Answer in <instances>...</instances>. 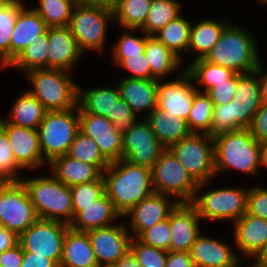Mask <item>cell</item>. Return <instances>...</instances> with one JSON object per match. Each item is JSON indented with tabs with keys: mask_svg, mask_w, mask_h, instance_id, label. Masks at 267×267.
<instances>
[{
	"mask_svg": "<svg viewBox=\"0 0 267 267\" xmlns=\"http://www.w3.org/2000/svg\"><path fill=\"white\" fill-rule=\"evenodd\" d=\"M102 176L105 194L122 218L133 206L154 193L151 169L124 158L111 162Z\"/></svg>",
	"mask_w": 267,
	"mask_h": 267,
	"instance_id": "cell-1",
	"label": "cell"
},
{
	"mask_svg": "<svg viewBox=\"0 0 267 267\" xmlns=\"http://www.w3.org/2000/svg\"><path fill=\"white\" fill-rule=\"evenodd\" d=\"M248 31L229 23L204 59L239 74L255 71L260 62V54L257 41Z\"/></svg>",
	"mask_w": 267,
	"mask_h": 267,
	"instance_id": "cell-2",
	"label": "cell"
},
{
	"mask_svg": "<svg viewBox=\"0 0 267 267\" xmlns=\"http://www.w3.org/2000/svg\"><path fill=\"white\" fill-rule=\"evenodd\" d=\"M215 173L235 169L257 174L260 167V145L248 128L224 132L213 137Z\"/></svg>",
	"mask_w": 267,
	"mask_h": 267,
	"instance_id": "cell-3",
	"label": "cell"
},
{
	"mask_svg": "<svg viewBox=\"0 0 267 267\" xmlns=\"http://www.w3.org/2000/svg\"><path fill=\"white\" fill-rule=\"evenodd\" d=\"M39 219L70 225L74 218L70 187L53 175L22 178Z\"/></svg>",
	"mask_w": 267,
	"mask_h": 267,
	"instance_id": "cell-4",
	"label": "cell"
},
{
	"mask_svg": "<svg viewBox=\"0 0 267 267\" xmlns=\"http://www.w3.org/2000/svg\"><path fill=\"white\" fill-rule=\"evenodd\" d=\"M33 95L47 111L69 110L78 106L79 85L61 69H32L24 73Z\"/></svg>",
	"mask_w": 267,
	"mask_h": 267,
	"instance_id": "cell-5",
	"label": "cell"
},
{
	"mask_svg": "<svg viewBox=\"0 0 267 267\" xmlns=\"http://www.w3.org/2000/svg\"><path fill=\"white\" fill-rule=\"evenodd\" d=\"M79 131L78 106L69 110L47 111L38 127L43 158L50 163L66 155Z\"/></svg>",
	"mask_w": 267,
	"mask_h": 267,
	"instance_id": "cell-6",
	"label": "cell"
},
{
	"mask_svg": "<svg viewBox=\"0 0 267 267\" xmlns=\"http://www.w3.org/2000/svg\"><path fill=\"white\" fill-rule=\"evenodd\" d=\"M206 182L200 183L191 204L196 208L201 219L211 221L232 220L235 222L246 214L247 193L249 189L243 188H219L206 190L203 194ZM201 195V196H200Z\"/></svg>",
	"mask_w": 267,
	"mask_h": 267,
	"instance_id": "cell-7",
	"label": "cell"
},
{
	"mask_svg": "<svg viewBox=\"0 0 267 267\" xmlns=\"http://www.w3.org/2000/svg\"><path fill=\"white\" fill-rule=\"evenodd\" d=\"M151 177L154 192L176 197L178 203H191L199 185L169 148L151 168Z\"/></svg>",
	"mask_w": 267,
	"mask_h": 267,
	"instance_id": "cell-8",
	"label": "cell"
},
{
	"mask_svg": "<svg viewBox=\"0 0 267 267\" xmlns=\"http://www.w3.org/2000/svg\"><path fill=\"white\" fill-rule=\"evenodd\" d=\"M109 21L114 22L113 9L76 4L68 27L83 53L88 49L102 53Z\"/></svg>",
	"mask_w": 267,
	"mask_h": 267,
	"instance_id": "cell-9",
	"label": "cell"
},
{
	"mask_svg": "<svg viewBox=\"0 0 267 267\" xmlns=\"http://www.w3.org/2000/svg\"><path fill=\"white\" fill-rule=\"evenodd\" d=\"M169 149L198 184L215 177L214 142L209 134L191 133Z\"/></svg>",
	"mask_w": 267,
	"mask_h": 267,
	"instance_id": "cell-10",
	"label": "cell"
},
{
	"mask_svg": "<svg viewBox=\"0 0 267 267\" xmlns=\"http://www.w3.org/2000/svg\"><path fill=\"white\" fill-rule=\"evenodd\" d=\"M0 219L18 237L39 219L22 182L2 181Z\"/></svg>",
	"mask_w": 267,
	"mask_h": 267,
	"instance_id": "cell-11",
	"label": "cell"
},
{
	"mask_svg": "<svg viewBox=\"0 0 267 267\" xmlns=\"http://www.w3.org/2000/svg\"><path fill=\"white\" fill-rule=\"evenodd\" d=\"M68 228L63 222L38 219L18 237V243L23 251L46 256L59 267Z\"/></svg>",
	"mask_w": 267,
	"mask_h": 267,
	"instance_id": "cell-12",
	"label": "cell"
},
{
	"mask_svg": "<svg viewBox=\"0 0 267 267\" xmlns=\"http://www.w3.org/2000/svg\"><path fill=\"white\" fill-rule=\"evenodd\" d=\"M99 267L115 265L130 252L132 237L125 223L87 231Z\"/></svg>",
	"mask_w": 267,
	"mask_h": 267,
	"instance_id": "cell-13",
	"label": "cell"
},
{
	"mask_svg": "<svg viewBox=\"0 0 267 267\" xmlns=\"http://www.w3.org/2000/svg\"><path fill=\"white\" fill-rule=\"evenodd\" d=\"M143 118L123 134V158L151 169L165 147L157 140L149 122Z\"/></svg>",
	"mask_w": 267,
	"mask_h": 267,
	"instance_id": "cell-14",
	"label": "cell"
},
{
	"mask_svg": "<svg viewBox=\"0 0 267 267\" xmlns=\"http://www.w3.org/2000/svg\"><path fill=\"white\" fill-rule=\"evenodd\" d=\"M157 80V108L187 120L192 102L199 88L193 77L185 70L173 81Z\"/></svg>",
	"mask_w": 267,
	"mask_h": 267,
	"instance_id": "cell-15",
	"label": "cell"
},
{
	"mask_svg": "<svg viewBox=\"0 0 267 267\" xmlns=\"http://www.w3.org/2000/svg\"><path fill=\"white\" fill-rule=\"evenodd\" d=\"M0 127L5 131L12 149L13 156L17 164L24 169H39L44 160L40 148L38 130L12 125L0 117Z\"/></svg>",
	"mask_w": 267,
	"mask_h": 267,
	"instance_id": "cell-16",
	"label": "cell"
},
{
	"mask_svg": "<svg viewBox=\"0 0 267 267\" xmlns=\"http://www.w3.org/2000/svg\"><path fill=\"white\" fill-rule=\"evenodd\" d=\"M79 130L92 138L110 161L123 158V134L105 116L78 112Z\"/></svg>",
	"mask_w": 267,
	"mask_h": 267,
	"instance_id": "cell-17",
	"label": "cell"
},
{
	"mask_svg": "<svg viewBox=\"0 0 267 267\" xmlns=\"http://www.w3.org/2000/svg\"><path fill=\"white\" fill-rule=\"evenodd\" d=\"M168 195L154 192L138 204L133 206L123 217H130L128 231H132V238H137L144 230L169 217L170 212L178 202L170 201ZM170 201V202H169Z\"/></svg>",
	"mask_w": 267,
	"mask_h": 267,
	"instance_id": "cell-18",
	"label": "cell"
},
{
	"mask_svg": "<svg viewBox=\"0 0 267 267\" xmlns=\"http://www.w3.org/2000/svg\"><path fill=\"white\" fill-rule=\"evenodd\" d=\"M200 216L191 203H178L170 212V251L189 252L201 234Z\"/></svg>",
	"mask_w": 267,
	"mask_h": 267,
	"instance_id": "cell-19",
	"label": "cell"
},
{
	"mask_svg": "<svg viewBox=\"0 0 267 267\" xmlns=\"http://www.w3.org/2000/svg\"><path fill=\"white\" fill-rule=\"evenodd\" d=\"M48 69L73 71L84 53L79 49L77 41L68 26L48 27Z\"/></svg>",
	"mask_w": 267,
	"mask_h": 267,
	"instance_id": "cell-20",
	"label": "cell"
},
{
	"mask_svg": "<svg viewBox=\"0 0 267 267\" xmlns=\"http://www.w3.org/2000/svg\"><path fill=\"white\" fill-rule=\"evenodd\" d=\"M232 224L234 244L241 255H262L267 248V220L246 213Z\"/></svg>",
	"mask_w": 267,
	"mask_h": 267,
	"instance_id": "cell-21",
	"label": "cell"
},
{
	"mask_svg": "<svg viewBox=\"0 0 267 267\" xmlns=\"http://www.w3.org/2000/svg\"><path fill=\"white\" fill-rule=\"evenodd\" d=\"M195 267H238L240 256L222 240L200 234L189 251ZM239 256V257H238Z\"/></svg>",
	"mask_w": 267,
	"mask_h": 267,
	"instance_id": "cell-22",
	"label": "cell"
},
{
	"mask_svg": "<svg viewBox=\"0 0 267 267\" xmlns=\"http://www.w3.org/2000/svg\"><path fill=\"white\" fill-rule=\"evenodd\" d=\"M73 214L69 227L84 232L113 225L114 220L122 218L105 193L87 207H73Z\"/></svg>",
	"mask_w": 267,
	"mask_h": 267,
	"instance_id": "cell-23",
	"label": "cell"
},
{
	"mask_svg": "<svg viewBox=\"0 0 267 267\" xmlns=\"http://www.w3.org/2000/svg\"><path fill=\"white\" fill-rule=\"evenodd\" d=\"M120 98L123 99L133 112L144 110L145 117L157 108V80L122 78L118 85Z\"/></svg>",
	"mask_w": 267,
	"mask_h": 267,
	"instance_id": "cell-24",
	"label": "cell"
},
{
	"mask_svg": "<svg viewBox=\"0 0 267 267\" xmlns=\"http://www.w3.org/2000/svg\"><path fill=\"white\" fill-rule=\"evenodd\" d=\"M47 26L33 8L24 6L18 14L11 36V63L26 49L30 42L43 35Z\"/></svg>",
	"mask_w": 267,
	"mask_h": 267,
	"instance_id": "cell-25",
	"label": "cell"
},
{
	"mask_svg": "<svg viewBox=\"0 0 267 267\" xmlns=\"http://www.w3.org/2000/svg\"><path fill=\"white\" fill-rule=\"evenodd\" d=\"M59 267H99L87 232L67 229Z\"/></svg>",
	"mask_w": 267,
	"mask_h": 267,
	"instance_id": "cell-26",
	"label": "cell"
},
{
	"mask_svg": "<svg viewBox=\"0 0 267 267\" xmlns=\"http://www.w3.org/2000/svg\"><path fill=\"white\" fill-rule=\"evenodd\" d=\"M52 175L68 187L97 180L103 173L95 166L80 162L67 155L48 163Z\"/></svg>",
	"mask_w": 267,
	"mask_h": 267,
	"instance_id": "cell-27",
	"label": "cell"
},
{
	"mask_svg": "<svg viewBox=\"0 0 267 267\" xmlns=\"http://www.w3.org/2000/svg\"><path fill=\"white\" fill-rule=\"evenodd\" d=\"M145 119L149 122L157 140L165 148H169L192 133L185 119L158 108L154 109Z\"/></svg>",
	"mask_w": 267,
	"mask_h": 267,
	"instance_id": "cell-28",
	"label": "cell"
},
{
	"mask_svg": "<svg viewBox=\"0 0 267 267\" xmlns=\"http://www.w3.org/2000/svg\"><path fill=\"white\" fill-rule=\"evenodd\" d=\"M120 99L118 87H78V112L105 116L113 123V109Z\"/></svg>",
	"mask_w": 267,
	"mask_h": 267,
	"instance_id": "cell-29",
	"label": "cell"
},
{
	"mask_svg": "<svg viewBox=\"0 0 267 267\" xmlns=\"http://www.w3.org/2000/svg\"><path fill=\"white\" fill-rule=\"evenodd\" d=\"M229 23L226 20L205 19L196 24H191L188 51L195 52V57L192 61L203 59L207 56Z\"/></svg>",
	"mask_w": 267,
	"mask_h": 267,
	"instance_id": "cell-30",
	"label": "cell"
},
{
	"mask_svg": "<svg viewBox=\"0 0 267 267\" xmlns=\"http://www.w3.org/2000/svg\"><path fill=\"white\" fill-rule=\"evenodd\" d=\"M249 127V108L233 99L228 104L214 105L210 136Z\"/></svg>",
	"mask_w": 267,
	"mask_h": 267,
	"instance_id": "cell-31",
	"label": "cell"
},
{
	"mask_svg": "<svg viewBox=\"0 0 267 267\" xmlns=\"http://www.w3.org/2000/svg\"><path fill=\"white\" fill-rule=\"evenodd\" d=\"M146 59L151 68V80H163L175 72L183 61L154 36H148L145 48Z\"/></svg>",
	"mask_w": 267,
	"mask_h": 267,
	"instance_id": "cell-32",
	"label": "cell"
},
{
	"mask_svg": "<svg viewBox=\"0 0 267 267\" xmlns=\"http://www.w3.org/2000/svg\"><path fill=\"white\" fill-rule=\"evenodd\" d=\"M9 112L6 121L10 124L38 130L47 110L26 90L14 101Z\"/></svg>",
	"mask_w": 267,
	"mask_h": 267,
	"instance_id": "cell-33",
	"label": "cell"
},
{
	"mask_svg": "<svg viewBox=\"0 0 267 267\" xmlns=\"http://www.w3.org/2000/svg\"><path fill=\"white\" fill-rule=\"evenodd\" d=\"M192 22L183 16L170 21L153 36L176 56L183 60L182 52L188 51L190 28Z\"/></svg>",
	"mask_w": 267,
	"mask_h": 267,
	"instance_id": "cell-34",
	"label": "cell"
},
{
	"mask_svg": "<svg viewBox=\"0 0 267 267\" xmlns=\"http://www.w3.org/2000/svg\"><path fill=\"white\" fill-rule=\"evenodd\" d=\"M185 70L193 77L196 85H203V93L215 87L216 83L228 82L235 74L233 70L210 63L204 58L192 61Z\"/></svg>",
	"mask_w": 267,
	"mask_h": 267,
	"instance_id": "cell-35",
	"label": "cell"
},
{
	"mask_svg": "<svg viewBox=\"0 0 267 267\" xmlns=\"http://www.w3.org/2000/svg\"><path fill=\"white\" fill-rule=\"evenodd\" d=\"M25 5L21 0H10L0 8V65L6 68L11 64V36L19 11Z\"/></svg>",
	"mask_w": 267,
	"mask_h": 267,
	"instance_id": "cell-36",
	"label": "cell"
},
{
	"mask_svg": "<svg viewBox=\"0 0 267 267\" xmlns=\"http://www.w3.org/2000/svg\"><path fill=\"white\" fill-rule=\"evenodd\" d=\"M182 5L176 0H152L146 21L139 31L153 36L181 14Z\"/></svg>",
	"mask_w": 267,
	"mask_h": 267,
	"instance_id": "cell-37",
	"label": "cell"
},
{
	"mask_svg": "<svg viewBox=\"0 0 267 267\" xmlns=\"http://www.w3.org/2000/svg\"><path fill=\"white\" fill-rule=\"evenodd\" d=\"M152 0H116L114 22L124 29H140L146 21Z\"/></svg>",
	"mask_w": 267,
	"mask_h": 267,
	"instance_id": "cell-38",
	"label": "cell"
},
{
	"mask_svg": "<svg viewBox=\"0 0 267 267\" xmlns=\"http://www.w3.org/2000/svg\"><path fill=\"white\" fill-rule=\"evenodd\" d=\"M66 155L80 162L95 165L102 173L111 163L102 154L95 141L80 130L73 139Z\"/></svg>",
	"mask_w": 267,
	"mask_h": 267,
	"instance_id": "cell-39",
	"label": "cell"
},
{
	"mask_svg": "<svg viewBox=\"0 0 267 267\" xmlns=\"http://www.w3.org/2000/svg\"><path fill=\"white\" fill-rule=\"evenodd\" d=\"M48 48V35L45 32L36 41L30 42L8 68H16L23 74L32 69H48Z\"/></svg>",
	"mask_w": 267,
	"mask_h": 267,
	"instance_id": "cell-40",
	"label": "cell"
},
{
	"mask_svg": "<svg viewBox=\"0 0 267 267\" xmlns=\"http://www.w3.org/2000/svg\"><path fill=\"white\" fill-rule=\"evenodd\" d=\"M234 99L244 107L249 108L250 126L254 114L262 104L259 78L256 70L249 73H238V85Z\"/></svg>",
	"mask_w": 267,
	"mask_h": 267,
	"instance_id": "cell-41",
	"label": "cell"
},
{
	"mask_svg": "<svg viewBox=\"0 0 267 267\" xmlns=\"http://www.w3.org/2000/svg\"><path fill=\"white\" fill-rule=\"evenodd\" d=\"M33 9L45 21L47 27H65L69 25L75 0H38Z\"/></svg>",
	"mask_w": 267,
	"mask_h": 267,
	"instance_id": "cell-42",
	"label": "cell"
},
{
	"mask_svg": "<svg viewBox=\"0 0 267 267\" xmlns=\"http://www.w3.org/2000/svg\"><path fill=\"white\" fill-rule=\"evenodd\" d=\"M214 104L210 97L198 90L194 96L187 125L192 133L209 134L211 132Z\"/></svg>",
	"mask_w": 267,
	"mask_h": 267,
	"instance_id": "cell-43",
	"label": "cell"
},
{
	"mask_svg": "<svg viewBox=\"0 0 267 267\" xmlns=\"http://www.w3.org/2000/svg\"><path fill=\"white\" fill-rule=\"evenodd\" d=\"M128 30L119 36L118 40L112 44L113 58H129V56L141 55L145 53L146 39L148 35L144 33L143 37H138L133 32L139 29L128 28Z\"/></svg>",
	"mask_w": 267,
	"mask_h": 267,
	"instance_id": "cell-44",
	"label": "cell"
},
{
	"mask_svg": "<svg viewBox=\"0 0 267 267\" xmlns=\"http://www.w3.org/2000/svg\"><path fill=\"white\" fill-rule=\"evenodd\" d=\"M130 253L142 267H165L168 251L154 248L132 238Z\"/></svg>",
	"mask_w": 267,
	"mask_h": 267,
	"instance_id": "cell-45",
	"label": "cell"
},
{
	"mask_svg": "<svg viewBox=\"0 0 267 267\" xmlns=\"http://www.w3.org/2000/svg\"><path fill=\"white\" fill-rule=\"evenodd\" d=\"M22 168L17 164L5 131L0 127V181L21 182L18 172Z\"/></svg>",
	"mask_w": 267,
	"mask_h": 267,
	"instance_id": "cell-46",
	"label": "cell"
},
{
	"mask_svg": "<svg viewBox=\"0 0 267 267\" xmlns=\"http://www.w3.org/2000/svg\"><path fill=\"white\" fill-rule=\"evenodd\" d=\"M73 207H87L105 193V182L101 175L97 180L70 187Z\"/></svg>",
	"mask_w": 267,
	"mask_h": 267,
	"instance_id": "cell-47",
	"label": "cell"
},
{
	"mask_svg": "<svg viewBox=\"0 0 267 267\" xmlns=\"http://www.w3.org/2000/svg\"><path fill=\"white\" fill-rule=\"evenodd\" d=\"M137 239L154 248L170 251L171 229L169 217L144 230Z\"/></svg>",
	"mask_w": 267,
	"mask_h": 267,
	"instance_id": "cell-48",
	"label": "cell"
},
{
	"mask_svg": "<svg viewBox=\"0 0 267 267\" xmlns=\"http://www.w3.org/2000/svg\"><path fill=\"white\" fill-rule=\"evenodd\" d=\"M116 66L126 69L131 74L125 78L151 80V68L145 54L129 56V58H113Z\"/></svg>",
	"mask_w": 267,
	"mask_h": 267,
	"instance_id": "cell-49",
	"label": "cell"
},
{
	"mask_svg": "<svg viewBox=\"0 0 267 267\" xmlns=\"http://www.w3.org/2000/svg\"><path fill=\"white\" fill-rule=\"evenodd\" d=\"M246 213L267 220V188L253 185L249 188Z\"/></svg>",
	"mask_w": 267,
	"mask_h": 267,
	"instance_id": "cell-50",
	"label": "cell"
},
{
	"mask_svg": "<svg viewBox=\"0 0 267 267\" xmlns=\"http://www.w3.org/2000/svg\"><path fill=\"white\" fill-rule=\"evenodd\" d=\"M138 121V116L123 99H119L113 109V125L122 134L131 130Z\"/></svg>",
	"mask_w": 267,
	"mask_h": 267,
	"instance_id": "cell-51",
	"label": "cell"
},
{
	"mask_svg": "<svg viewBox=\"0 0 267 267\" xmlns=\"http://www.w3.org/2000/svg\"><path fill=\"white\" fill-rule=\"evenodd\" d=\"M237 85L238 73H235L228 82L216 83L206 94L214 105L228 104L234 99Z\"/></svg>",
	"mask_w": 267,
	"mask_h": 267,
	"instance_id": "cell-52",
	"label": "cell"
},
{
	"mask_svg": "<svg viewBox=\"0 0 267 267\" xmlns=\"http://www.w3.org/2000/svg\"><path fill=\"white\" fill-rule=\"evenodd\" d=\"M258 142L267 141V103H262L248 127Z\"/></svg>",
	"mask_w": 267,
	"mask_h": 267,
	"instance_id": "cell-53",
	"label": "cell"
},
{
	"mask_svg": "<svg viewBox=\"0 0 267 267\" xmlns=\"http://www.w3.org/2000/svg\"><path fill=\"white\" fill-rule=\"evenodd\" d=\"M22 260L23 249L19 243L0 253V267H21Z\"/></svg>",
	"mask_w": 267,
	"mask_h": 267,
	"instance_id": "cell-54",
	"label": "cell"
},
{
	"mask_svg": "<svg viewBox=\"0 0 267 267\" xmlns=\"http://www.w3.org/2000/svg\"><path fill=\"white\" fill-rule=\"evenodd\" d=\"M165 267H195L189 252L168 251Z\"/></svg>",
	"mask_w": 267,
	"mask_h": 267,
	"instance_id": "cell-55",
	"label": "cell"
},
{
	"mask_svg": "<svg viewBox=\"0 0 267 267\" xmlns=\"http://www.w3.org/2000/svg\"><path fill=\"white\" fill-rule=\"evenodd\" d=\"M21 267H58L46 256H40L32 252L23 251Z\"/></svg>",
	"mask_w": 267,
	"mask_h": 267,
	"instance_id": "cell-56",
	"label": "cell"
},
{
	"mask_svg": "<svg viewBox=\"0 0 267 267\" xmlns=\"http://www.w3.org/2000/svg\"><path fill=\"white\" fill-rule=\"evenodd\" d=\"M18 243V236L13 232L0 227V253L12 248Z\"/></svg>",
	"mask_w": 267,
	"mask_h": 267,
	"instance_id": "cell-57",
	"label": "cell"
},
{
	"mask_svg": "<svg viewBox=\"0 0 267 267\" xmlns=\"http://www.w3.org/2000/svg\"><path fill=\"white\" fill-rule=\"evenodd\" d=\"M263 64H261V59L256 68L257 75L259 78L260 92H261V101L262 103H267V71L265 73V69L262 68Z\"/></svg>",
	"mask_w": 267,
	"mask_h": 267,
	"instance_id": "cell-58",
	"label": "cell"
},
{
	"mask_svg": "<svg viewBox=\"0 0 267 267\" xmlns=\"http://www.w3.org/2000/svg\"><path fill=\"white\" fill-rule=\"evenodd\" d=\"M76 4L83 6H96L113 9L116 0H75Z\"/></svg>",
	"mask_w": 267,
	"mask_h": 267,
	"instance_id": "cell-59",
	"label": "cell"
},
{
	"mask_svg": "<svg viewBox=\"0 0 267 267\" xmlns=\"http://www.w3.org/2000/svg\"><path fill=\"white\" fill-rule=\"evenodd\" d=\"M115 266L116 267H142L130 252L125 257L121 258L115 264Z\"/></svg>",
	"mask_w": 267,
	"mask_h": 267,
	"instance_id": "cell-60",
	"label": "cell"
},
{
	"mask_svg": "<svg viewBox=\"0 0 267 267\" xmlns=\"http://www.w3.org/2000/svg\"><path fill=\"white\" fill-rule=\"evenodd\" d=\"M267 168V141L261 142L260 145V167Z\"/></svg>",
	"mask_w": 267,
	"mask_h": 267,
	"instance_id": "cell-61",
	"label": "cell"
},
{
	"mask_svg": "<svg viewBox=\"0 0 267 267\" xmlns=\"http://www.w3.org/2000/svg\"><path fill=\"white\" fill-rule=\"evenodd\" d=\"M255 258V264L253 262L252 266L249 267H267V259L261 255L259 256H252V259ZM240 261H239V266L240 267ZM248 267V266H247Z\"/></svg>",
	"mask_w": 267,
	"mask_h": 267,
	"instance_id": "cell-62",
	"label": "cell"
},
{
	"mask_svg": "<svg viewBox=\"0 0 267 267\" xmlns=\"http://www.w3.org/2000/svg\"><path fill=\"white\" fill-rule=\"evenodd\" d=\"M10 0H0V8L3 7L6 3H8Z\"/></svg>",
	"mask_w": 267,
	"mask_h": 267,
	"instance_id": "cell-63",
	"label": "cell"
},
{
	"mask_svg": "<svg viewBox=\"0 0 267 267\" xmlns=\"http://www.w3.org/2000/svg\"><path fill=\"white\" fill-rule=\"evenodd\" d=\"M2 198V181H0V199ZM0 227H1V219H0Z\"/></svg>",
	"mask_w": 267,
	"mask_h": 267,
	"instance_id": "cell-64",
	"label": "cell"
},
{
	"mask_svg": "<svg viewBox=\"0 0 267 267\" xmlns=\"http://www.w3.org/2000/svg\"><path fill=\"white\" fill-rule=\"evenodd\" d=\"M261 256H263L267 259V248L265 249V251L263 252V254Z\"/></svg>",
	"mask_w": 267,
	"mask_h": 267,
	"instance_id": "cell-65",
	"label": "cell"
},
{
	"mask_svg": "<svg viewBox=\"0 0 267 267\" xmlns=\"http://www.w3.org/2000/svg\"><path fill=\"white\" fill-rule=\"evenodd\" d=\"M259 2H262L263 4L267 5V0H259Z\"/></svg>",
	"mask_w": 267,
	"mask_h": 267,
	"instance_id": "cell-66",
	"label": "cell"
},
{
	"mask_svg": "<svg viewBox=\"0 0 267 267\" xmlns=\"http://www.w3.org/2000/svg\"><path fill=\"white\" fill-rule=\"evenodd\" d=\"M102 267H116L115 265H111V266H102Z\"/></svg>",
	"mask_w": 267,
	"mask_h": 267,
	"instance_id": "cell-67",
	"label": "cell"
}]
</instances>
